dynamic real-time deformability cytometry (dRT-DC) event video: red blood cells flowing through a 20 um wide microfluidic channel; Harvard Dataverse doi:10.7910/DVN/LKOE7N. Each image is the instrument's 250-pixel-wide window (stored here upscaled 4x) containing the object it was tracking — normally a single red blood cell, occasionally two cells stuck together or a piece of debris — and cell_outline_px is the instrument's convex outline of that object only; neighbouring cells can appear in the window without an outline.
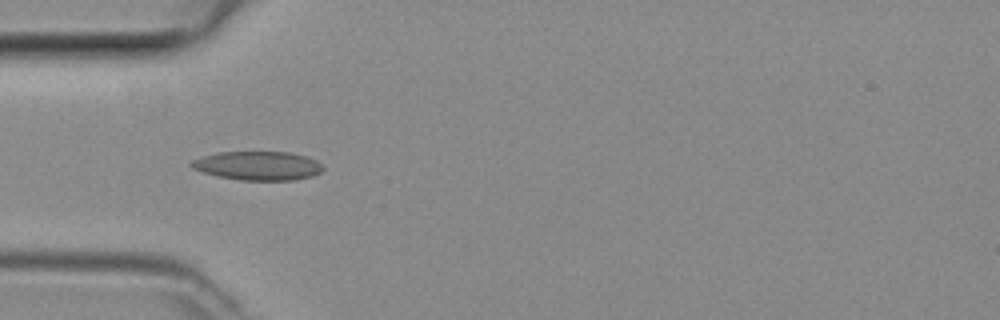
{"species": "common noctule bat (a hibernating species)", "species_latin": "Nyctalus noctula", "temperature_condition": "room temperature", "stored_images_in_passage": 34, "camera_frame_rate_fps": 3000, "um_per_image_px": 0.085, "animal": {"sex": "female", "body_mass_g": 29.2, "forearm_length_mm": 56.3}, "frame": {"image": 1, "passage_image": 2, "time_ms": 0.333, "image_size_px": [1000, 320], "cell_outline_px": [[324, 168], [320, 172], [312, 176], [292, 180], [240, 180], [220, 176], [204, 172], [192, 168], [188, 164], [192, 160], [204, 156], [220, 152], [288, 152], [304, 156], [316, 160]], "centroid_in_image_um": [21.92, 14.08], "position_along_channel_um": 63.1, "area_um2": 21.85}}
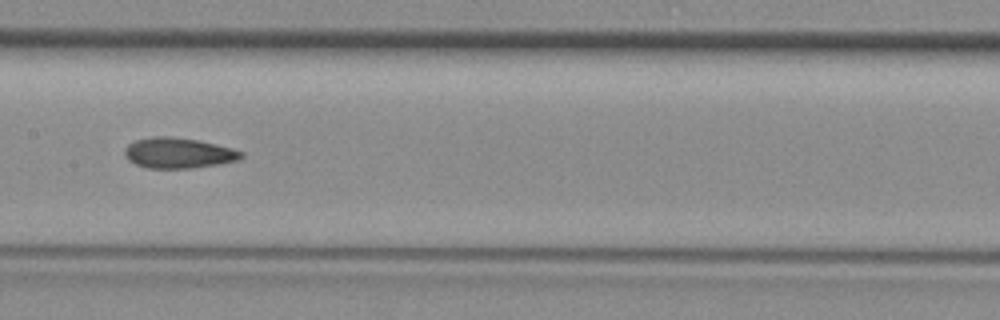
{"frame": {"image": 2, "passage_image": 11, "time_ms": 3.333, "image_size_px": [1000, 320], "cell_outline_px": [[244, 156], [240, 160], [192, 168], [148, 168], [136, 164], [128, 160], [124, 156], [124, 148], [128, 144], [136, 140], [152, 136], [168, 136], [196, 140], [216, 144], [232, 148], [244, 152]], "centroid_in_image_um": [15.15, 13.0], "position_along_channel_um": 192.2, "area_um2": 20.75}}
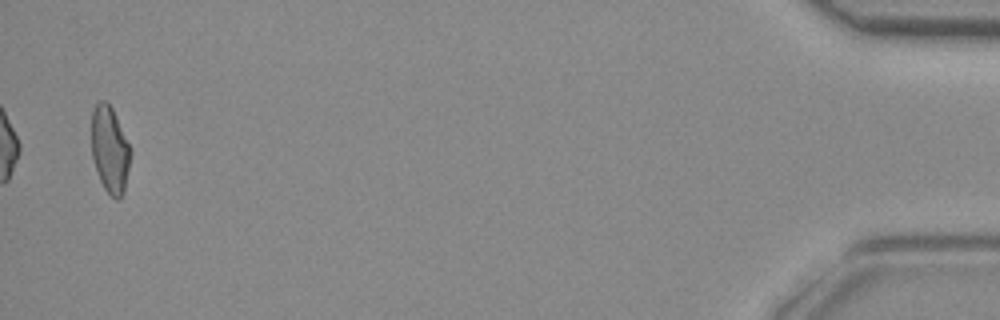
{"frame": {"image": 3, "passage_image": 34, "time_ms": 11.0, "image_size_px": [1000, 320], "cell_outline_px": [[132, 152], [124, 192], [116, 200], [104, 188], [100, 180], [92, 156], [92, 112], [96, 104], [100, 100], [104, 100], [112, 108]], "centroid_in_image_um": [9.34, 12.72], "position_along_channel_um": 425.9, "area_um2": 19.36}}